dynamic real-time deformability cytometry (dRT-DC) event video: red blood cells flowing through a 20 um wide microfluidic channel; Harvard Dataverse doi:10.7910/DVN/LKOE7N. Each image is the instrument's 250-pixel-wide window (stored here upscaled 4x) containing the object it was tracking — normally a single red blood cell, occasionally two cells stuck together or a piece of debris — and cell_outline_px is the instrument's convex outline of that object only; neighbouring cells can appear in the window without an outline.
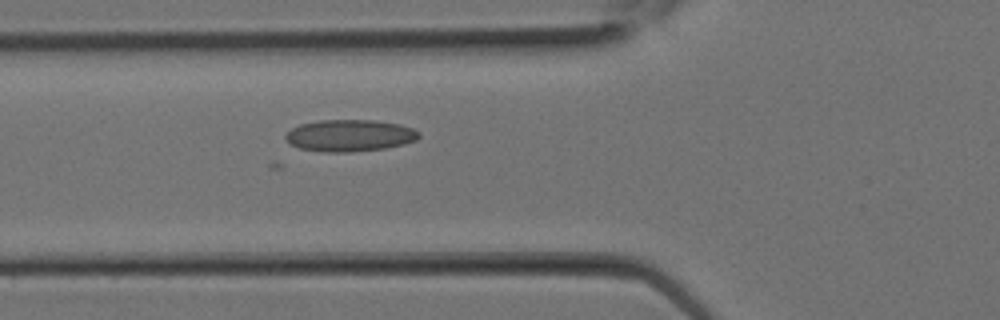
{"species": "Egyptian fruit bat (a non-hibernating species)", "species_latin": "Rousettus aegyptiacus", "temperature_condition": "room temperature", "stored_images_in_passage": 4, "camera_frame_rate_fps": 3000, "um_per_image_px": 0.085, "animal": {"sex": "female"}, "frame": {"image": 1, "passage_image": 4, "time_ms": 1.0, "image_size_px": [1000, 320], "cell_outline_px": [[420, 136], [416, 140], [404, 144], [384, 148], [352, 152], [324, 152], [300, 148], [292, 144], [284, 136], [292, 128], [300, 124], [320, 120], [376, 120], [400, 124], [412, 128], [420, 132]], "centroid_in_image_um": [29.76, 11.51], "position_along_channel_um": 96.0, "area_um2": 24.68}}